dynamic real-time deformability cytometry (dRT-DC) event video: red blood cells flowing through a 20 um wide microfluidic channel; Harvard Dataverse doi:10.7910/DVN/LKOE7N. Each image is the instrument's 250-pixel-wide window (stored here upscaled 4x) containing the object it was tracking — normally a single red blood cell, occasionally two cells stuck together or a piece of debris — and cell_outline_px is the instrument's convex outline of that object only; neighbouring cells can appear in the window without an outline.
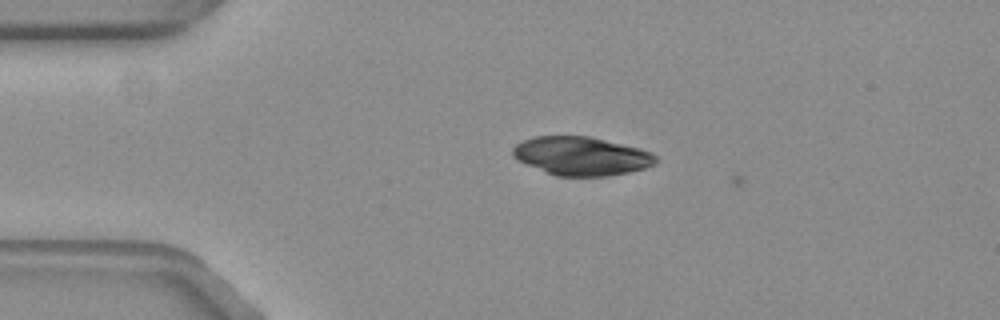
{"species": "common noctule bat (a hibernating species)", "species_latin": "Nyctalus noctula", "temperature_condition": "warm", "stored_images_in_passage": 5, "camera_frame_rate_fps": 3000, "um_per_image_px": 0.085, "animal": {"sex": "female", "body_mass_g": 19.3, "forearm_length_mm": 54.1}, "frame": {"image": 1, "passage_image": 4, "time_ms": 1.0, "image_size_px": [1000, 320], "cell_outline_px": [[656, 164], [644, 168], [628, 172], [608, 176], [556, 176], [516, 160], [512, 156], [512, 148], [516, 144], [532, 136], [588, 136], [640, 148], [652, 152], [656, 156]], "centroid_in_image_um": [49.4, 13.26], "position_along_channel_um": 35.6, "area_um2": 32.19}}